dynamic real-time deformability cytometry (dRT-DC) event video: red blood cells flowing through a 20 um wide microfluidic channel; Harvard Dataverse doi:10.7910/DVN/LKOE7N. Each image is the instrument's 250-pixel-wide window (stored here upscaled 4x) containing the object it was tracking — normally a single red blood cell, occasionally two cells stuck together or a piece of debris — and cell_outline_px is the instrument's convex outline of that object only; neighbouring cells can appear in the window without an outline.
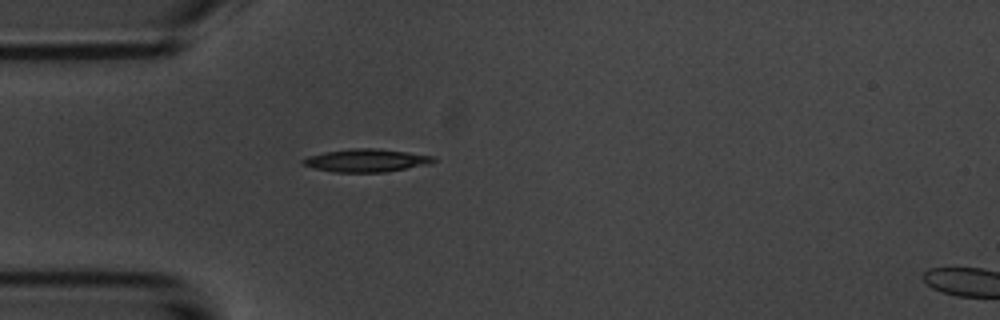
{"species": "common noctule bat (a hibernating species)", "species_latin": "Nyctalus noctula", "temperature_condition": "room temperature", "stored_images_in_passage": 1, "camera_frame_rate_fps": 3000, "um_per_image_px": 0.085, "animal": {"sex": "male", "body_mass_g": 20.1, "forearm_length_mm": 53.5}, "frame": {"image": 1, "passage_image": 1, "time_ms": 0.0, "image_size_px": [1000, 320], "cell_outline_px": [[436, 160], [428, 164], [384, 172], [332, 172], [312, 168], [304, 164], [300, 160], [308, 156], [324, 152], [352, 148], [376, 148], [408, 152], [432, 156]], "centroid_in_image_um": [31.08, 13.63], "position_along_channel_um": 53.9, "area_um2": 17.34}}